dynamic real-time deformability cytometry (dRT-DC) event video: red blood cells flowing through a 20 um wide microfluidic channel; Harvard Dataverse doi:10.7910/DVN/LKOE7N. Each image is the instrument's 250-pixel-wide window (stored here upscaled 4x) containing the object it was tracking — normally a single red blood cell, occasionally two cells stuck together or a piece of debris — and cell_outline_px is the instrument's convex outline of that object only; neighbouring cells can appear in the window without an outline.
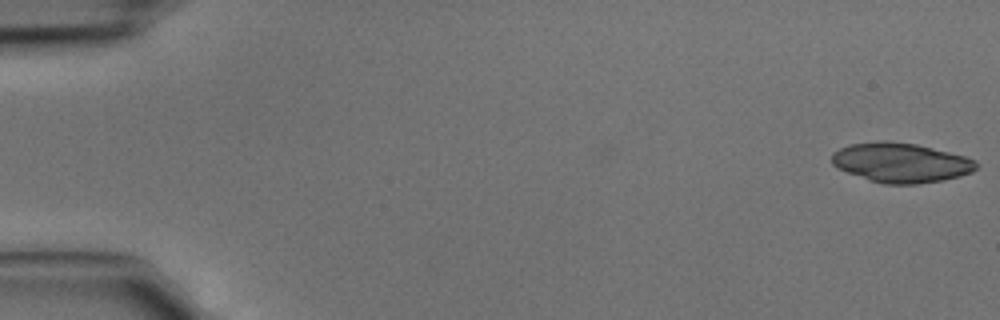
{"species": "common noctule bat (a hibernating species)", "species_latin": "Nyctalus noctula", "temperature_condition": "cold", "stored_images_in_passage": 45, "camera_frame_rate_fps": 3000, "um_per_image_px": 0.085, "animal": {"sex": "male", "body_mass_g": 15.6}, "frame": {"image": 1, "passage_image": 1, "time_ms": 0.0, "image_size_px": [1000, 320], "cell_outline_px": [[976, 168], [972, 172], [960, 176], [944, 180], [916, 184], [884, 184], [868, 180], [848, 172], [832, 164], [832, 152], [840, 148], [852, 144], [880, 140], [884, 140], [916, 144], [964, 156], [976, 160]], "centroid_in_image_um": [76.57, 13.83], "position_along_channel_um": 8.4, "area_um2": 33.18}}